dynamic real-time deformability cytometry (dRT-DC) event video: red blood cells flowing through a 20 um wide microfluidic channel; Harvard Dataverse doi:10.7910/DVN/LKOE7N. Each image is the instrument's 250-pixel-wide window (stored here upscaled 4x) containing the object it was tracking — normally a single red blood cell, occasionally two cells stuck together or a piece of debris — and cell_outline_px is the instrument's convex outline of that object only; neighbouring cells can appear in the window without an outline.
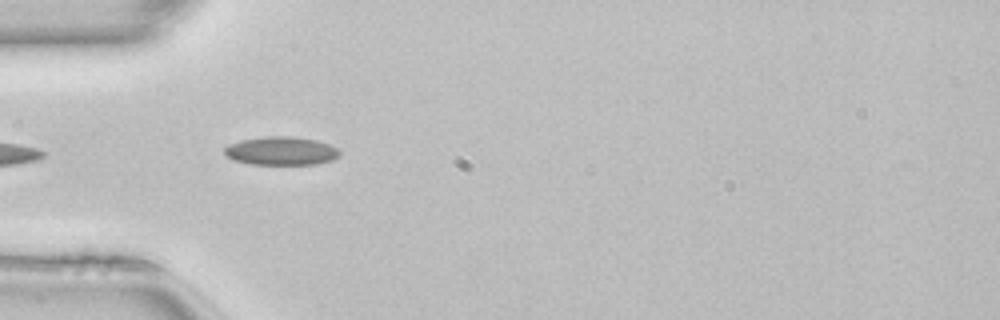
{"species": "common noctule bat (a hibernating species)", "species_latin": "Nyctalus noctula", "temperature_condition": "room temperature", "stored_images_in_passage": 22, "camera_frame_rate_fps": 3000, "um_per_image_px": 0.085, "animal": {"sex": "female", "body_mass_g": 22.7, "forearm_length_mm": 54.2}, "frame": {"image": 1, "passage_image": 1, "time_ms": 0.0, "image_size_px": [1000, 320], "cell_outline_px": [[340, 156], [332, 160], [316, 164], [252, 164], [236, 160], [228, 156], [224, 152], [224, 148], [240, 140], [264, 136], [292, 136], [316, 140], [328, 144], [336, 148], [340, 152]], "centroid_in_image_um": [23.93, 12.82], "position_along_channel_um": 61.1, "area_um2": 18.9}}